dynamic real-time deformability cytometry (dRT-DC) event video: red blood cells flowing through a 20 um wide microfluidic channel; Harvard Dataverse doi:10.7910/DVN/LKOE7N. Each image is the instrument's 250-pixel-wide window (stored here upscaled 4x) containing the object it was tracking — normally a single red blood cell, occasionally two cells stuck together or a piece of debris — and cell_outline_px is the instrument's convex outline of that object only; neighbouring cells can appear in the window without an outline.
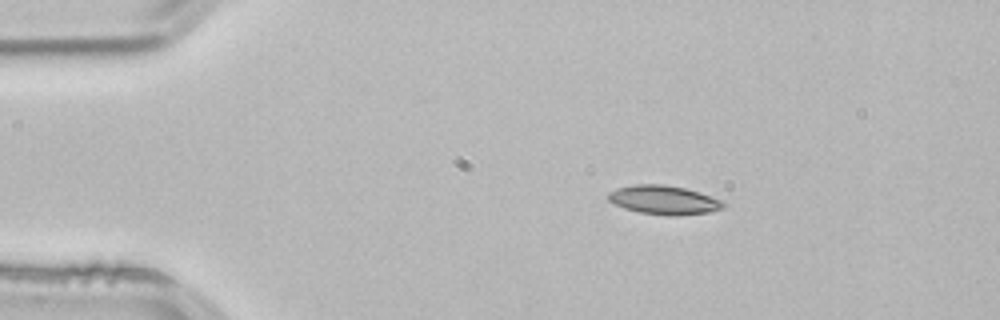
{"species": "common noctule bat (a hibernating species)", "species_latin": "Nyctalus noctula", "temperature_condition": "room temperature", "stored_images_in_passage": 2, "camera_frame_rate_fps": 3000, "um_per_image_px": 0.085, "animal": {"sex": "male", "body_mass_g": 21.5, "forearm_length_mm": 52.0}, "frame": {"image": 1, "passage_image": 1, "time_ms": 0.0, "image_size_px": [1000, 320], "cell_outline_px": [[724, 208], [708, 212], [676, 216], [672, 216], [640, 212], [624, 208], [608, 200], [608, 192], [616, 188], [632, 184], [660, 184], [684, 188], [720, 200], [724, 204]], "centroid_in_image_um": [56.37, 16.99], "position_along_channel_um": 28.6, "area_um2": 19.07}}